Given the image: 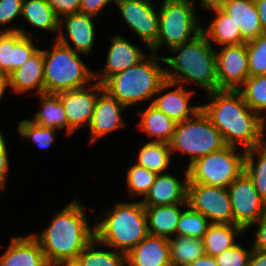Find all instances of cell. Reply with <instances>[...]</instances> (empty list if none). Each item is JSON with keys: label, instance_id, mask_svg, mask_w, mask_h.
Wrapping results in <instances>:
<instances>
[{"label": "cell", "instance_id": "cell-14", "mask_svg": "<svg viewBox=\"0 0 266 266\" xmlns=\"http://www.w3.org/2000/svg\"><path fill=\"white\" fill-rule=\"evenodd\" d=\"M216 66L219 90H237L250 76L246 43L216 50Z\"/></svg>", "mask_w": 266, "mask_h": 266}, {"label": "cell", "instance_id": "cell-10", "mask_svg": "<svg viewBox=\"0 0 266 266\" xmlns=\"http://www.w3.org/2000/svg\"><path fill=\"white\" fill-rule=\"evenodd\" d=\"M187 203L204 215L210 223L233 224L228 189L200 183L187 184Z\"/></svg>", "mask_w": 266, "mask_h": 266}, {"label": "cell", "instance_id": "cell-50", "mask_svg": "<svg viewBox=\"0 0 266 266\" xmlns=\"http://www.w3.org/2000/svg\"><path fill=\"white\" fill-rule=\"evenodd\" d=\"M7 87H9L8 77L4 74H0V100L7 90Z\"/></svg>", "mask_w": 266, "mask_h": 266}, {"label": "cell", "instance_id": "cell-37", "mask_svg": "<svg viewBox=\"0 0 266 266\" xmlns=\"http://www.w3.org/2000/svg\"><path fill=\"white\" fill-rule=\"evenodd\" d=\"M156 173L134 163L127 171V190L131 198L146 196L156 178Z\"/></svg>", "mask_w": 266, "mask_h": 266}, {"label": "cell", "instance_id": "cell-45", "mask_svg": "<svg viewBox=\"0 0 266 266\" xmlns=\"http://www.w3.org/2000/svg\"><path fill=\"white\" fill-rule=\"evenodd\" d=\"M255 224L258 228H256L257 231H255L256 236L252 248L266 251V210L262 217L250 227H254Z\"/></svg>", "mask_w": 266, "mask_h": 266}, {"label": "cell", "instance_id": "cell-28", "mask_svg": "<svg viewBox=\"0 0 266 266\" xmlns=\"http://www.w3.org/2000/svg\"><path fill=\"white\" fill-rule=\"evenodd\" d=\"M188 204H173L165 206L145 207L148 232L151 235L170 239L176 235V227L182 213L181 206Z\"/></svg>", "mask_w": 266, "mask_h": 266}, {"label": "cell", "instance_id": "cell-2", "mask_svg": "<svg viewBox=\"0 0 266 266\" xmlns=\"http://www.w3.org/2000/svg\"><path fill=\"white\" fill-rule=\"evenodd\" d=\"M31 235L39 242L50 266L61 261L77 260L78 255L95 237L84 206L74 199L55 213L51 223L39 234Z\"/></svg>", "mask_w": 266, "mask_h": 266}, {"label": "cell", "instance_id": "cell-32", "mask_svg": "<svg viewBox=\"0 0 266 266\" xmlns=\"http://www.w3.org/2000/svg\"><path fill=\"white\" fill-rule=\"evenodd\" d=\"M172 151L168 143L149 141L140 147L137 165L161 174L168 172Z\"/></svg>", "mask_w": 266, "mask_h": 266}, {"label": "cell", "instance_id": "cell-25", "mask_svg": "<svg viewBox=\"0 0 266 266\" xmlns=\"http://www.w3.org/2000/svg\"><path fill=\"white\" fill-rule=\"evenodd\" d=\"M206 10H213L216 14V17L210 21L207 27L202 26V32L211 44L214 42L222 47L246 43L243 40L240 27L237 26L232 16L226 13L220 6L211 7Z\"/></svg>", "mask_w": 266, "mask_h": 266}, {"label": "cell", "instance_id": "cell-4", "mask_svg": "<svg viewBox=\"0 0 266 266\" xmlns=\"http://www.w3.org/2000/svg\"><path fill=\"white\" fill-rule=\"evenodd\" d=\"M177 56L163 57L166 79L184 85L192 82L204 88L208 94L219 90L216 50L201 32L194 39L170 48ZM173 68L170 71L168 68Z\"/></svg>", "mask_w": 266, "mask_h": 266}, {"label": "cell", "instance_id": "cell-19", "mask_svg": "<svg viewBox=\"0 0 266 266\" xmlns=\"http://www.w3.org/2000/svg\"><path fill=\"white\" fill-rule=\"evenodd\" d=\"M111 41L102 75L94 74V80L99 78L97 82L100 84L113 74L134 66L146 56L139 47L120 34L113 35Z\"/></svg>", "mask_w": 266, "mask_h": 266}, {"label": "cell", "instance_id": "cell-13", "mask_svg": "<svg viewBox=\"0 0 266 266\" xmlns=\"http://www.w3.org/2000/svg\"><path fill=\"white\" fill-rule=\"evenodd\" d=\"M26 31L18 27L0 31V74L8 77L39 50Z\"/></svg>", "mask_w": 266, "mask_h": 266}, {"label": "cell", "instance_id": "cell-24", "mask_svg": "<svg viewBox=\"0 0 266 266\" xmlns=\"http://www.w3.org/2000/svg\"><path fill=\"white\" fill-rule=\"evenodd\" d=\"M220 7L232 16L237 26L240 27L245 42L265 34L255 0H225Z\"/></svg>", "mask_w": 266, "mask_h": 266}, {"label": "cell", "instance_id": "cell-46", "mask_svg": "<svg viewBox=\"0 0 266 266\" xmlns=\"http://www.w3.org/2000/svg\"><path fill=\"white\" fill-rule=\"evenodd\" d=\"M249 266H266V251L252 248Z\"/></svg>", "mask_w": 266, "mask_h": 266}, {"label": "cell", "instance_id": "cell-27", "mask_svg": "<svg viewBox=\"0 0 266 266\" xmlns=\"http://www.w3.org/2000/svg\"><path fill=\"white\" fill-rule=\"evenodd\" d=\"M136 113L141 116L139 129L153 137L151 141L170 143L177 124L173 119L150 103L145 110H137Z\"/></svg>", "mask_w": 266, "mask_h": 266}, {"label": "cell", "instance_id": "cell-22", "mask_svg": "<svg viewBox=\"0 0 266 266\" xmlns=\"http://www.w3.org/2000/svg\"><path fill=\"white\" fill-rule=\"evenodd\" d=\"M176 86L178 87L174 90L160 96L155 95L151 104L179 123L193 117L201 109V105L190 104L193 91L186 90L185 85L176 84Z\"/></svg>", "mask_w": 266, "mask_h": 266}, {"label": "cell", "instance_id": "cell-9", "mask_svg": "<svg viewBox=\"0 0 266 266\" xmlns=\"http://www.w3.org/2000/svg\"><path fill=\"white\" fill-rule=\"evenodd\" d=\"M238 147L224 149L196 159L188 169V183L228 188L245 170L246 151Z\"/></svg>", "mask_w": 266, "mask_h": 266}, {"label": "cell", "instance_id": "cell-18", "mask_svg": "<svg viewBox=\"0 0 266 266\" xmlns=\"http://www.w3.org/2000/svg\"><path fill=\"white\" fill-rule=\"evenodd\" d=\"M184 181L165 172L157 174L153 185L141 201L144 207L187 203L188 169H184Z\"/></svg>", "mask_w": 266, "mask_h": 266}, {"label": "cell", "instance_id": "cell-6", "mask_svg": "<svg viewBox=\"0 0 266 266\" xmlns=\"http://www.w3.org/2000/svg\"><path fill=\"white\" fill-rule=\"evenodd\" d=\"M51 50H43L44 92L58 94L90 85L92 72L80 54L55 39Z\"/></svg>", "mask_w": 266, "mask_h": 266}, {"label": "cell", "instance_id": "cell-16", "mask_svg": "<svg viewBox=\"0 0 266 266\" xmlns=\"http://www.w3.org/2000/svg\"><path fill=\"white\" fill-rule=\"evenodd\" d=\"M126 109L116 98L103 90L97 97L93 118L88 126L91 133L89 143L94 144L101 137L124 128L126 125L122 112Z\"/></svg>", "mask_w": 266, "mask_h": 266}, {"label": "cell", "instance_id": "cell-30", "mask_svg": "<svg viewBox=\"0 0 266 266\" xmlns=\"http://www.w3.org/2000/svg\"><path fill=\"white\" fill-rule=\"evenodd\" d=\"M21 17L37 29L59 32L60 18L47 0H24Z\"/></svg>", "mask_w": 266, "mask_h": 266}, {"label": "cell", "instance_id": "cell-31", "mask_svg": "<svg viewBox=\"0 0 266 266\" xmlns=\"http://www.w3.org/2000/svg\"><path fill=\"white\" fill-rule=\"evenodd\" d=\"M171 266H188L205 255L203 239L175 235L169 239Z\"/></svg>", "mask_w": 266, "mask_h": 266}, {"label": "cell", "instance_id": "cell-35", "mask_svg": "<svg viewBox=\"0 0 266 266\" xmlns=\"http://www.w3.org/2000/svg\"><path fill=\"white\" fill-rule=\"evenodd\" d=\"M237 90L252 111L266 112V74L249 76Z\"/></svg>", "mask_w": 266, "mask_h": 266}, {"label": "cell", "instance_id": "cell-42", "mask_svg": "<svg viewBox=\"0 0 266 266\" xmlns=\"http://www.w3.org/2000/svg\"><path fill=\"white\" fill-rule=\"evenodd\" d=\"M48 4L53 8L56 15L60 18V29L62 26V17L77 13L80 9V0H47Z\"/></svg>", "mask_w": 266, "mask_h": 266}, {"label": "cell", "instance_id": "cell-39", "mask_svg": "<svg viewBox=\"0 0 266 266\" xmlns=\"http://www.w3.org/2000/svg\"><path fill=\"white\" fill-rule=\"evenodd\" d=\"M250 76L266 74V33L246 42Z\"/></svg>", "mask_w": 266, "mask_h": 266}, {"label": "cell", "instance_id": "cell-29", "mask_svg": "<svg viewBox=\"0 0 266 266\" xmlns=\"http://www.w3.org/2000/svg\"><path fill=\"white\" fill-rule=\"evenodd\" d=\"M245 230L237 224L211 223L203 237L205 254L216 256L236 244V238Z\"/></svg>", "mask_w": 266, "mask_h": 266}, {"label": "cell", "instance_id": "cell-52", "mask_svg": "<svg viewBox=\"0 0 266 266\" xmlns=\"http://www.w3.org/2000/svg\"><path fill=\"white\" fill-rule=\"evenodd\" d=\"M263 145L266 146V139L263 138Z\"/></svg>", "mask_w": 266, "mask_h": 266}, {"label": "cell", "instance_id": "cell-12", "mask_svg": "<svg viewBox=\"0 0 266 266\" xmlns=\"http://www.w3.org/2000/svg\"><path fill=\"white\" fill-rule=\"evenodd\" d=\"M152 0H116L128 27L142 39L148 49L157 41L159 33V10Z\"/></svg>", "mask_w": 266, "mask_h": 266}, {"label": "cell", "instance_id": "cell-21", "mask_svg": "<svg viewBox=\"0 0 266 266\" xmlns=\"http://www.w3.org/2000/svg\"><path fill=\"white\" fill-rule=\"evenodd\" d=\"M169 239L148 234L127 255V266H171Z\"/></svg>", "mask_w": 266, "mask_h": 266}, {"label": "cell", "instance_id": "cell-43", "mask_svg": "<svg viewBox=\"0 0 266 266\" xmlns=\"http://www.w3.org/2000/svg\"><path fill=\"white\" fill-rule=\"evenodd\" d=\"M8 148L4 134L0 131V190H5L7 171L9 169Z\"/></svg>", "mask_w": 266, "mask_h": 266}, {"label": "cell", "instance_id": "cell-26", "mask_svg": "<svg viewBox=\"0 0 266 266\" xmlns=\"http://www.w3.org/2000/svg\"><path fill=\"white\" fill-rule=\"evenodd\" d=\"M39 98L42 107L30 120L43 127L65 129L66 135L73 134L75 130L69 125L59 94L44 92L39 94Z\"/></svg>", "mask_w": 266, "mask_h": 266}, {"label": "cell", "instance_id": "cell-49", "mask_svg": "<svg viewBox=\"0 0 266 266\" xmlns=\"http://www.w3.org/2000/svg\"><path fill=\"white\" fill-rule=\"evenodd\" d=\"M200 6L206 10L209 9L211 7H216V6H220L225 0H199Z\"/></svg>", "mask_w": 266, "mask_h": 266}, {"label": "cell", "instance_id": "cell-23", "mask_svg": "<svg viewBox=\"0 0 266 266\" xmlns=\"http://www.w3.org/2000/svg\"><path fill=\"white\" fill-rule=\"evenodd\" d=\"M9 88L15 93H26L37 89V95L44 93L43 49H39L17 70L8 76Z\"/></svg>", "mask_w": 266, "mask_h": 266}, {"label": "cell", "instance_id": "cell-3", "mask_svg": "<svg viewBox=\"0 0 266 266\" xmlns=\"http://www.w3.org/2000/svg\"><path fill=\"white\" fill-rule=\"evenodd\" d=\"M151 54L102 83L103 89L126 108L149 100L151 104L155 95L176 86V83L166 79L165 68L159 64L164 63L163 57H158L154 52Z\"/></svg>", "mask_w": 266, "mask_h": 266}, {"label": "cell", "instance_id": "cell-47", "mask_svg": "<svg viewBox=\"0 0 266 266\" xmlns=\"http://www.w3.org/2000/svg\"><path fill=\"white\" fill-rule=\"evenodd\" d=\"M263 31L266 33V0H255Z\"/></svg>", "mask_w": 266, "mask_h": 266}, {"label": "cell", "instance_id": "cell-1", "mask_svg": "<svg viewBox=\"0 0 266 266\" xmlns=\"http://www.w3.org/2000/svg\"><path fill=\"white\" fill-rule=\"evenodd\" d=\"M202 111L222 134L227 146L247 151L263 144L266 115L252 111L238 90L220 89L207 94ZM241 145V146H240Z\"/></svg>", "mask_w": 266, "mask_h": 266}, {"label": "cell", "instance_id": "cell-5", "mask_svg": "<svg viewBox=\"0 0 266 266\" xmlns=\"http://www.w3.org/2000/svg\"><path fill=\"white\" fill-rule=\"evenodd\" d=\"M94 226L100 244L128 254L148 234L145 207L139 202H118Z\"/></svg>", "mask_w": 266, "mask_h": 266}, {"label": "cell", "instance_id": "cell-34", "mask_svg": "<svg viewBox=\"0 0 266 266\" xmlns=\"http://www.w3.org/2000/svg\"><path fill=\"white\" fill-rule=\"evenodd\" d=\"M99 243V244H98ZM100 242L94 237L78 255L81 266H127V255L116 250H95Z\"/></svg>", "mask_w": 266, "mask_h": 266}, {"label": "cell", "instance_id": "cell-41", "mask_svg": "<svg viewBox=\"0 0 266 266\" xmlns=\"http://www.w3.org/2000/svg\"><path fill=\"white\" fill-rule=\"evenodd\" d=\"M24 0H0V25L5 26L22 15Z\"/></svg>", "mask_w": 266, "mask_h": 266}, {"label": "cell", "instance_id": "cell-40", "mask_svg": "<svg viewBox=\"0 0 266 266\" xmlns=\"http://www.w3.org/2000/svg\"><path fill=\"white\" fill-rule=\"evenodd\" d=\"M251 253L252 246L247 250L236 243L221 254L214 256V259L218 266H249Z\"/></svg>", "mask_w": 266, "mask_h": 266}, {"label": "cell", "instance_id": "cell-51", "mask_svg": "<svg viewBox=\"0 0 266 266\" xmlns=\"http://www.w3.org/2000/svg\"><path fill=\"white\" fill-rule=\"evenodd\" d=\"M52 266H81L77 260L61 261L53 264Z\"/></svg>", "mask_w": 266, "mask_h": 266}, {"label": "cell", "instance_id": "cell-17", "mask_svg": "<svg viewBox=\"0 0 266 266\" xmlns=\"http://www.w3.org/2000/svg\"><path fill=\"white\" fill-rule=\"evenodd\" d=\"M62 18L66 34L59 31L55 39L77 53L87 56L91 53L95 41L96 27L93 16L77 12Z\"/></svg>", "mask_w": 266, "mask_h": 266}, {"label": "cell", "instance_id": "cell-11", "mask_svg": "<svg viewBox=\"0 0 266 266\" xmlns=\"http://www.w3.org/2000/svg\"><path fill=\"white\" fill-rule=\"evenodd\" d=\"M227 189L233 212V224L241 226L246 231L265 213L266 202L245 172Z\"/></svg>", "mask_w": 266, "mask_h": 266}, {"label": "cell", "instance_id": "cell-7", "mask_svg": "<svg viewBox=\"0 0 266 266\" xmlns=\"http://www.w3.org/2000/svg\"><path fill=\"white\" fill-rule=\"evenodd\" d=\"M170 150L189 156L188 165L196 159L224 149L227 145L222 134L200 109L193 117L176 124L169 143Z\"/></svg>", "mask_w": 266, "mask_h": 266}, {"label": "cell", "instance_id": "cell-20", "mask_svg": "<svg viewBox=\"0 0 266 266\" xmlns=\"http://www.w3.org/2000/svg\"><path fill=\"white\" fill-rule=\"evenodd\" d=\"M0 266H50L39 242L31 235L12 237L0 256Z\"/></svg>", "mask_w": 266, "mask_h": 266}, {"label": "cell", "instance_id": "cell-44", "mask_svg": "<svg viewBox=\"0 0 266 266\" xmlns=\"http://www.w3.org/2000/svg\"><path fill=\"white\" fill-rule=\"evenodd\" d=\"M112 1L116 2V0H80L79 12L95 18Z\"/></svg>", "mask_w": 266, "mask_h": 266}, {"label": "cell", "instance_id": "cell-8", "mask_svg": "<svg viewBox=\"0 0 266 266\" xmlns=\"http://www.w3.org/2000/svg\"><path fill=\"white\" fill-rule=\"evenodd\" d=\"M161 3L157 41L149 49L156 54L164 45L170 49L194 39L203 26L198 21L193 0H163Z\"/></svg>", "mask_w": 266, "mask_h": 266}, {"label": "cell", "instance_id": "cell-48", "mask_svg": "<svg viewBox=\"0 0 266 266\" xmlns=\"http://www.w3.org/2000/svg\"><path fill=\"white\" fill-rule=\"evenodd\" d=\"M188 266H218L214 257L210 255H203L196 259L193 263Z\"/></svg>", "mask_w": 266, "mask_h": 266}, {"label": "cell", "instance_id": "cell-36", "mask_svg": "<svg viewBox=\"0 0 266 266\" xmlns=\"http://www.w3.org/2000/svg\"><path fill=\"white\" fill-rule=\"evenodd\" d=\"M210 224L204 215L187 205L180 215L176 235L203 239Z\"/></svg>", "mask_w": 266, "mask_h": 266}, {"label": "cell", "instance_id": "cell-15", "mask_svg": "<svg viewBox=\"0 0 266 266\" xmlns=\"http://www.w3.org/2000/svg\"><path fill=\"white\" fill-rule=\"evenodd\" d=\"M103 90V85L94 80V83L88 86L58 93L69 125L75 131L83 127L88 128L97 97Z\"/></svg>", "mask_w": 266, "mask_h": 266}, {"label": "cell", "instance_id": "cell-33", "mask_svg": "<svg viewBox=\"0 0 266 266\" xmlns=\"http://www.w3.org/2000/svg\"><path fill=\"white\" fill-rule=\"evenodd\" d=\"M244 172L251 178L255 189L266 202V146L261 144L246 151Z\"/></svg>", "mask_w": 266, "mask_h": 266}, {"label": "cell", "instance_id": "cell-38", "mask_svg": "<svg viewBox=\"0 0 266 266\" xmlns=\"http://www.w3.org/2000/svg\"><path fill=\"white\" fill-rule=\"evenodd\" d=\"M58 131L54 128L37 125L31 120H21L18 125V133L26 141H32L41 149L51 147L55 140V133Z\"/></svg>", "mask_w": 266, "mask_h": 266}]
</instances>
